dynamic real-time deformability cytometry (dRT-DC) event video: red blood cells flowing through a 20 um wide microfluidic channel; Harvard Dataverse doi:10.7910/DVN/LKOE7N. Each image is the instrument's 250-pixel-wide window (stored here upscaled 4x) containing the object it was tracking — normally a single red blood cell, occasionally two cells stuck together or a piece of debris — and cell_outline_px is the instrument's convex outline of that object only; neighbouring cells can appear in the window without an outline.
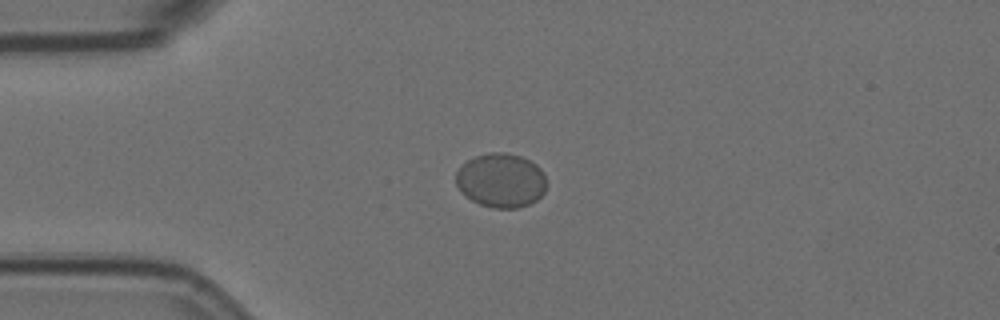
{"species": "Egyptian fruit bat (a non-hibernating species)", "species_latin": "Rousettus aegyptiacus", "temperature_condition": "room temperature", "stored_images_in_passage": 3, "camera_frame_rate_fps": 3000, "um_per_image_px": 0.085, "animal": {"sex": "female"}, "frame": {"image": 1, "passage_image": 3, "time_ms": 0.667, "image_size_px": [1000, 320], "cell_outline_px": [[548, 184], [544, 192], [536, 200], [528, 204], [516, 208], [492, 208], [480, 204], [472, 200], [460, 192], [456, 184], [456, 172], [468, 160], [476, 156], [488, 152], [504, 152], [520, 156], [536, 164], [544, 172]], "centroid_in_image_um": [42.6, 15.33], "position_along_channel_um": 42.4, "area_um2": 28.73}}